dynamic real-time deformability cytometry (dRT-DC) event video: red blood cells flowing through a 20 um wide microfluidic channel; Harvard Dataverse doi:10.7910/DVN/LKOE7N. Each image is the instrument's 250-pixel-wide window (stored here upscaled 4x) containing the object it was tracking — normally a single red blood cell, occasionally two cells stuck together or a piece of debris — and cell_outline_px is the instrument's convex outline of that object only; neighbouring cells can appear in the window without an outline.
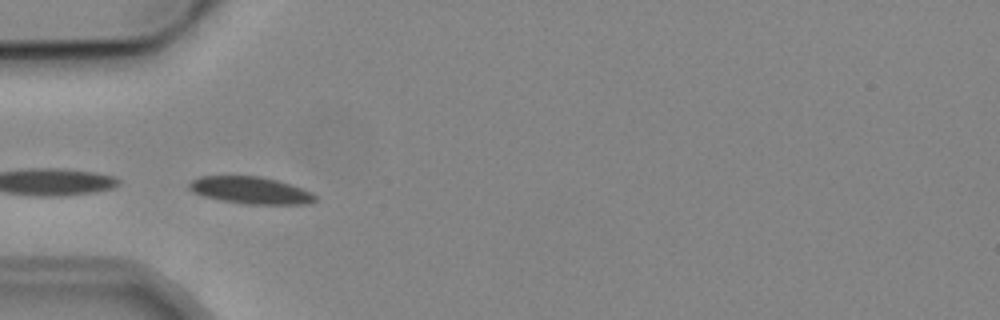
{"species": "common noctule bat (a hibernating species)", "species_latin": "Nyctalus noctula", "temperature_condition": "cold", "stored_images_in_passage": 7, "camera_frame_rate_fps": 3000, "um_per_image_px": 0.085, "animal": {"sex": "male", "body_mass_g": 19.2, "forearm_length_mm": 51.8}, "frame": {"image": 1, "passage_image": 4, "time_ms": 3.333, "image_size_px": [1000, 320], "cell_outline_px": [[316, 200], [308, 204], [244, 204], [204, 196], [192, 192], [188, 188], [188, 184], [192, 180], [200, 176], [260, 176], [292, 184], [312, 192], [316, 196]], "centroid_in_image_um": [21.31, 16.17], "position_along_channel_um": 63.7, "area_um2": 19.88}}
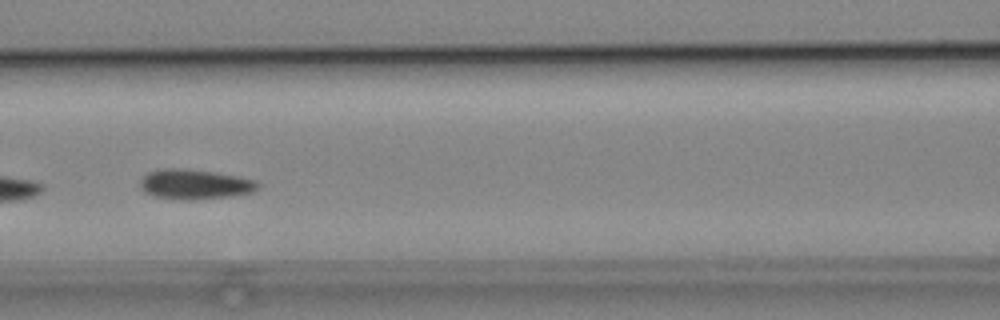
{"frame": {"image": 2, "passage_image": 6, "time_ms": 5.667, "image_size_px": [1000, 320], "cell_outline_px": [[260, 184], [252, 192], [228, 196], [192, 200], [184, 200], [156, 196], [144, 192], [140, 188], [140, 180], [148, 172], [164, 168], [180, 168], [212, 172], [240, 176], [256, 180]], "centroid_in_image_um": [16.54, 15.66], "position_along_channel_um": 150.1, "area_um2": 20.35}}
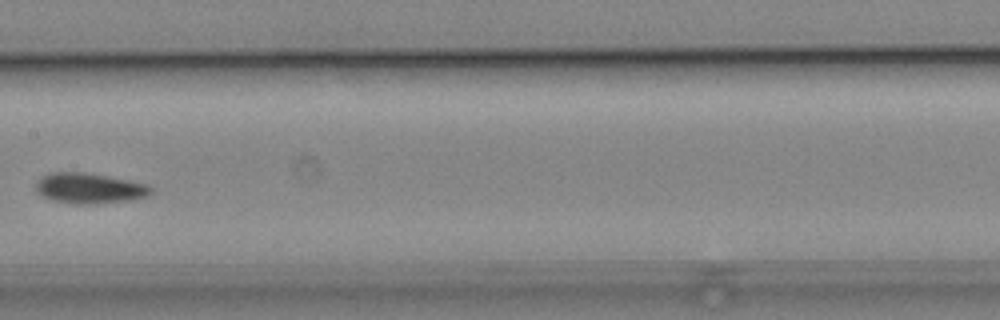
{"frame": {"image": 3, "passage_image": 7, "time_ms": 7.0, "image_size_px": [1000, 320], "cell_outline_px": [[152, 192], [148, 196], [132, 200], [96, 204], [72, 204], [52, 200], [36, 192], [36, 184], [44, 176], [52, 172], [84, 172], [128, 180], [148, 184], [152, 188]], "centroid_in_image_um": [7.63, 16.02], "position_along_channel_um": 199.8, "area_um2": 20.4}}